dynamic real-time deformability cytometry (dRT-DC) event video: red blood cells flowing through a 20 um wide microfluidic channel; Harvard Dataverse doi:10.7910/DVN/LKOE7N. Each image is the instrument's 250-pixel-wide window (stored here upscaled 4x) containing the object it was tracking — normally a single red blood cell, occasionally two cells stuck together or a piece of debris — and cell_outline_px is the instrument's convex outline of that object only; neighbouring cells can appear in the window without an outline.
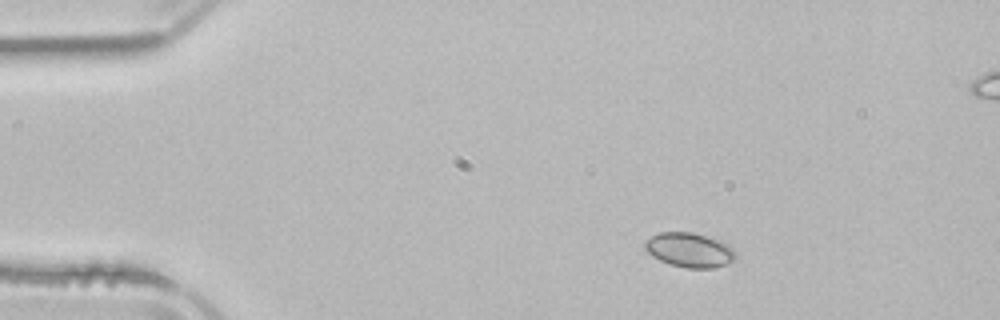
{"species": "common noctule bat (a hibernating species)", "species_latin": "Nyctalus noctula", "temperature_condition": "room temperature", "stored_images_in_passage": 4, "camera_frame_rate_fps": 3000, "um_per_image_px": 0.085, "animal": {"sex": "male", "body_mass_g": 21.5, "forearm_length_mm": 52.0}, "frame": {"image": 1, "passage_image": 1, "time_ms": 0.0, "image_size_px": [1000, 320], "cell_outline_px": [[736, 256], [728, 264], [712, 268], [688, 268], [672, 264], [660, 260], [652, 256], [644, 248], [644, 240], [660, 232], [692, 232], [728, 244], [736, 252]], "centroid_in_image_um": [58.59, 21.25], "position_along_channel_um": 26.4, "area_um2": 18.03}}
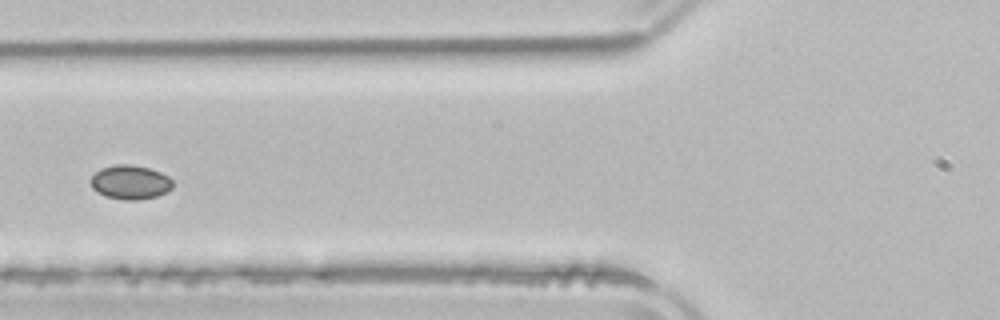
{"frame": {"image": 2, "passage_image": 4, "time_ms": 4.0, "image_size_px": [1000, 320], "cell_outline_px": [[172, 188], [156, 196], [136, 200], [124, 200], [104, 196], [92, 188], [88, 180], [100, 168], [112, 164], [128, 164], [148, 168], [160, 172], [168, 176], [172, 180]], "centroid_in_image_um": [11.02, 15.48], "position_along_channel_um": 114.8, "area_um2": 16.36}}